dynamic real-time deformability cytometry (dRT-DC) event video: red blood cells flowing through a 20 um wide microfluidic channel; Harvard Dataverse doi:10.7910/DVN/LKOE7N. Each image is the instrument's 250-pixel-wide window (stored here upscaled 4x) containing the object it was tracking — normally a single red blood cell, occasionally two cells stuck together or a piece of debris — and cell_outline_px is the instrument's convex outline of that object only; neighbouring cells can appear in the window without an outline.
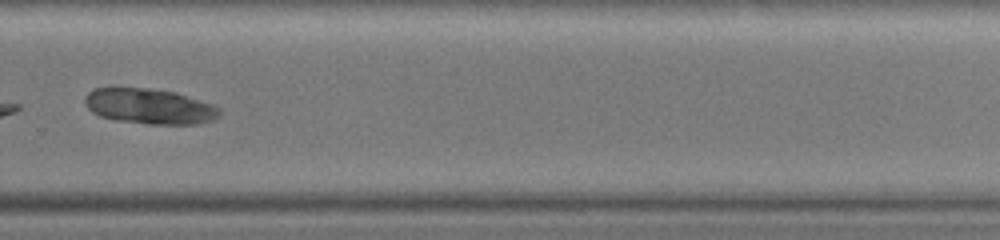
{"species": "common noctule bat (a hibernating species)", "species_latin": "Nyctalus noctula", "temperature_condition": "warm", "stored_images_in_passage": 17, "camera_frame_rate_fps": 3000, "um_per_image_px": 0.085, "animal": {"sex": "female", "body_mass_g": 19.0, "forearm_length_mm": 51.5}, "frame": {"image": 1, "passage_image": 15, "time_ms": 8.333, "image_size_px": [1000, 240], "cell_outline_px": [[220, 112], [212, 120], [196, 124], [144, 124], [116, 120], [100, 116], [92, 112], [84, 104], [84, 96], [88, 92], [96, 88], [152, 88], [176, 92], [212, 104], [220, 108]], "centroid_in_image_um": [12.67, 9.03], "position_along_channel_um": 317.1, "area_um2": 27.8}}